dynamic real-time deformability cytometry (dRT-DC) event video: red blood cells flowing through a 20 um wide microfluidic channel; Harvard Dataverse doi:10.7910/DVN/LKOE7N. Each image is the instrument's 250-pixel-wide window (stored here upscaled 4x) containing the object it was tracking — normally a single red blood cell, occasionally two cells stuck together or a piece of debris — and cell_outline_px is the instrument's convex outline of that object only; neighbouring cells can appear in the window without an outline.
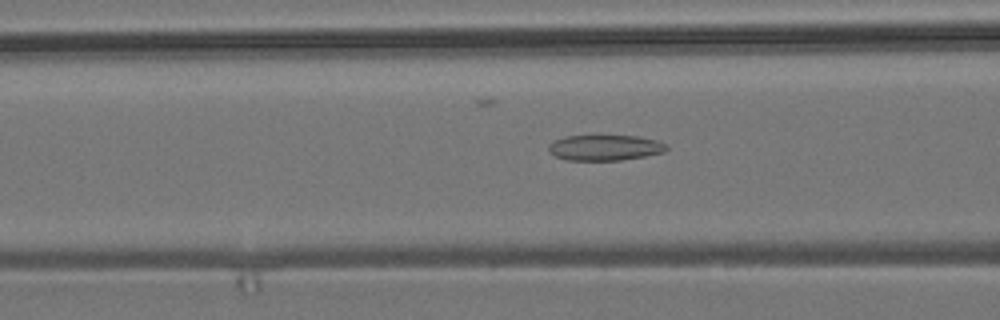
{"species": "common noctule bat (a hibernating species)", "species_latin": "Nyctalus noctula", "temperature_condition": "room temperature", "stored_images_in_passage": 41, "camera_frame_rate_fps": 3000, "um_per_image_px": 0.085, "animal": {"sex": "male", "body_mass_g": 19.2, "forearm_length_mm": 51.8}, "frame": {"image": 1, "passage_image": 7, "time_ms": 2.0, "image_size_px": [1000, 320], "cell_outline_px": [[668, 148], [664, 152], [644, 156], [620, 160], [564, 160], [548, 152], [548, 144], [552, 140], [564, 136], [640, 136], [656, 140], [668, 144]], "centroid_in_image_um": [51.39, 12.55], "position_along_channel_um": 115.2, "area_um2": 17.74}}
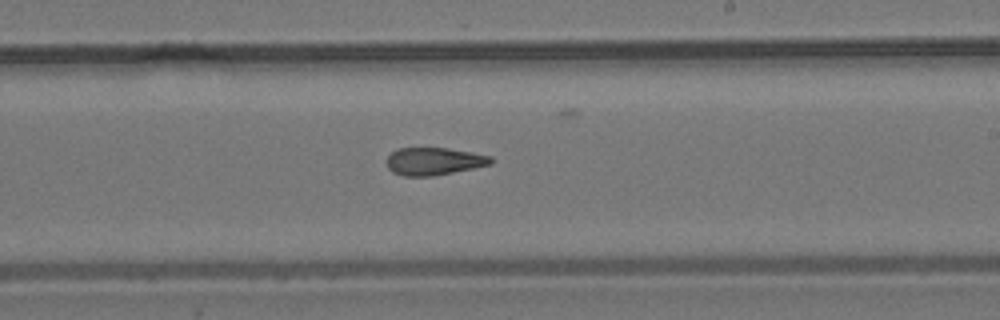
{"frame": {"image": 2, "passage_image": 18, "time_ms": 5.667, "image_size_px": [1000, 320], "cell_outline_px": [[496, 160], [492, 164], [432, 176], [404, 176], [392, 172], [388, 168], [388, 156], [396, 148], [448, 148], [472, 152], [492, 156]], "centroid_in_image_um": [36.92, 13.7], "position_along_channel_um": 252.1, "area_um2": 16.76}}
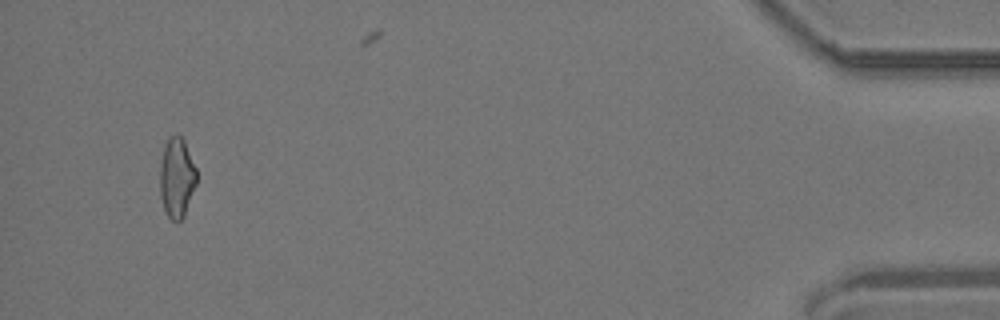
{"frame": {"image": 3, "passage_image": 38, "time_ms": 12.333, "image_size_px": [1000, 320], "cell_outline_px": [[196, 184], [184, 216], [180, 220], [172, 220], [168, 216], [164, 208], [160, 196], [160, 168], [164, 144], [172, 136], [180, 136], [184, 140], [196, 168]], "centroid_in_image_um": [15.02, 15.11], "position_along_channel_um": 420.2, "area_um2": 16.82}, "authors_computed_cell_mechanics": {"area_um2": 17.3978, "velocity_mm_per_s": 3.7287, "shape_relaxation_time_tau1_ms": null, "shape_relaxation_time_tau2_ms": 2.5503, "deformation_change_tau1": null, "deformation_change_tau2": 0.1047}}